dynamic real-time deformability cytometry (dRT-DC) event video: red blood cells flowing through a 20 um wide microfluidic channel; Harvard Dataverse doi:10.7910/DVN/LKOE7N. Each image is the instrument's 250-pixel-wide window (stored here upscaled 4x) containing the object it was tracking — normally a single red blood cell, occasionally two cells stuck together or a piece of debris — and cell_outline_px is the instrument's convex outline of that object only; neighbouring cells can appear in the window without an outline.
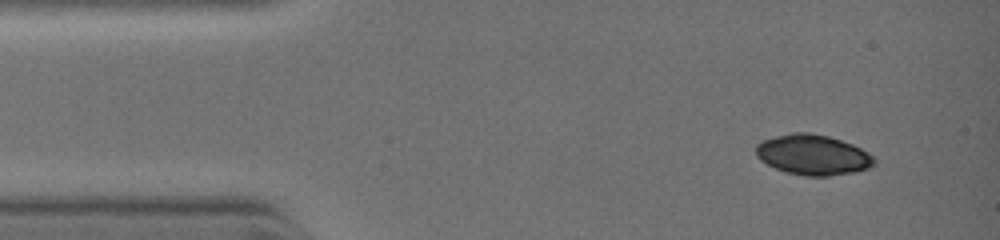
{"species": "common noctule bat (a hibernating species)", "species_latin": "Nyctalus noctula", "temperature_condition": "warm", "stored_images_in_passage": 32, "camera_frame_rate_fps": 3000, "um_per_image_px": 0.085, "animal": {"sex": "female", "body_mass_g": 19.0, "forearm_length_mm": 51.5}, "frame": {"image": 1, "passage_image": 1, "time_ms": 0.0, "image_size_px": [1000, 240], "cell_outline_px": [[876, 164], [868, 168], [856, 172], [828, 176], [804, 176], [788, 172], [776, 168], [760, 160], [756, 156], [756, 144], [764, 140], [776, 136], [792, 132], [808, 132], [828, 136], [852, 144], [868, 152], [876, 160]], "centroid_in_image_um": [69.11, 13.16], "position_along_channel_um": 15.9, "area_um2": 27.74}}
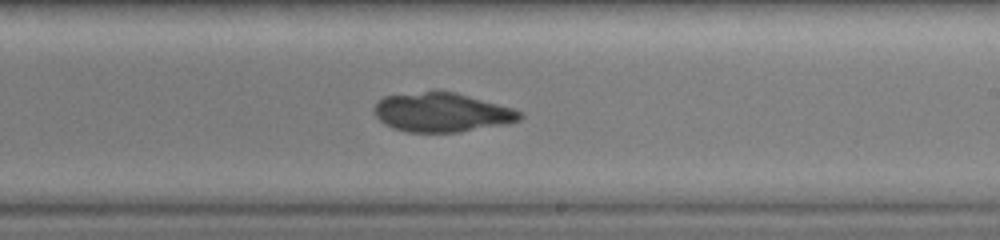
{"frame": {"image": 2, "passage_image": 15, "time_ms": 5.667, "image_size_px": [1000, 240], "cell_outline_px": [[524, 116], [520, 120], [508, 124], [460, 132], [408, 132], [392, 128], [384, 124], [372, 112], [372, 108], [384, 96], [432, 88], [456, 92], [512, 108], [524, 112]], "centroid_in_image_um": [37.54, 9.52], "position_along_channel_um": 251.5, "area_um2": 34.16}}
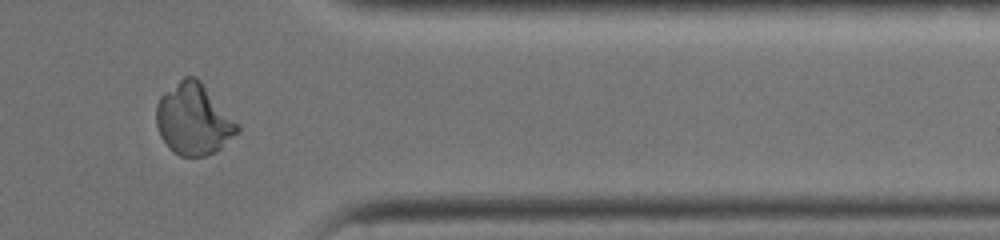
{"frame": {"image": 3, "passage_image": 28, "time_ms": 8.333, "image_size_px": [1000, 240], "cell_outline_px": [[240, 128], [216, 152], [204, 156], [180, 156], [168, 148], [160, 136], [156, 124], [156, 108], [160, 96], [184, 76], [196, 76], [200, 80]], "centroid_in_image_um": [16.4, 10.15], "position_along_channel_um": 395.0, "area_um2": 33.06}}